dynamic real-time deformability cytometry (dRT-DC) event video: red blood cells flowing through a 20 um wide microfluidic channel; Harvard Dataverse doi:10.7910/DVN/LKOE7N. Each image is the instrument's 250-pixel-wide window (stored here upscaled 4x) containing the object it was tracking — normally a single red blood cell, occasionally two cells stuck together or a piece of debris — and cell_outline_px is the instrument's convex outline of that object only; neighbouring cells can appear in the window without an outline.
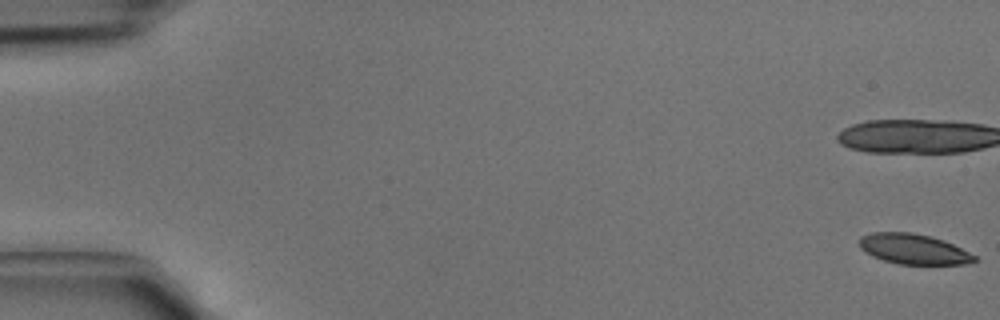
{"species": "common noctule bat (a hibernating species)", "species_latin": "Nyctalus noctula", "temperature_condition": "cold", "stored_images_in_passage": 13, "camera_frame_rate_fps": 3000, "um_per_image_px": 0.085, "animal": {"sex": "male", "body_mass_g": 15.6}, "frame": {"image": 1, "passage_image": 1, "time_ms": 0.0, "image_size_px": [1000, 320], "cell_outline_px": [[976, 260], [964, 264], [896, 264], [872, 256], [864, 252], [860, 248], [860, 236], [872, 232], [912, 232], [932, 236], [944, 240], [976, 256]], "centroid_in_image_um": [77.61, 21.16], "position_along_channel_um": 7.4, "area_um2": 20.29}}